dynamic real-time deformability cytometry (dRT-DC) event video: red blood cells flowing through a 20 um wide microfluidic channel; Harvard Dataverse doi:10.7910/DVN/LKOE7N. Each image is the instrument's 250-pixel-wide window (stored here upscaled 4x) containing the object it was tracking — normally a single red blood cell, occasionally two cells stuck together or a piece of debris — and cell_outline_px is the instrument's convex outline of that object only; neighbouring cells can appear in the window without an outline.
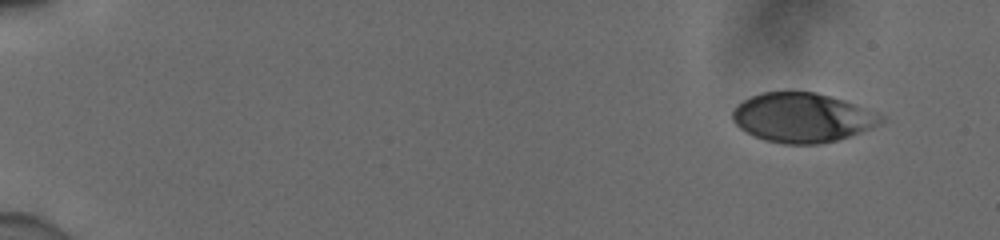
{"species": "human", "species_latin": "Homo sapiens", "temperature_condition": "cold", "stored_images_in_passage": 51, "camera_frame_rate_fps": 3000, "um_per_image_px": 0.085, "donor": {"sex": "male"}, "frame": {"image": 1, "passage_image": 1, "time_ms": 0.0, "image_size_px": [1000, 240], "cell_outline_px": [[884, 120], [872, 128], [836, 140], [816, 144], [784, 144], [764, 140], [740, 128], [732, 120], [732, 112], [736, 104], [760, 92], [784, 88], [788, 88], [816, 92], [844, 100], [856, 104], [876, 112], [884, 116]], "centroid_in_image_um": [68.16, 9.94], "position_along_channel_um": 16.8, "area_um2": 43.41}}
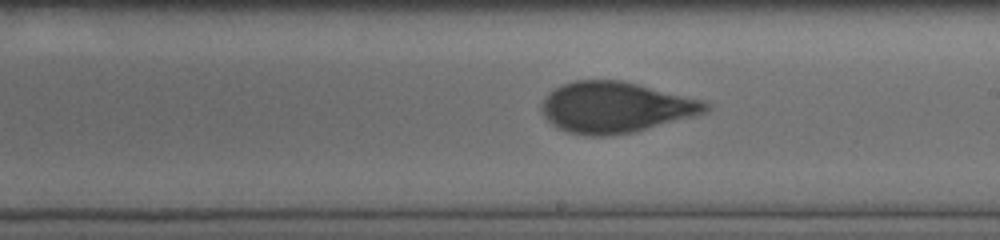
{"frame": {"image": 2, "passage_image": 30, "time_ms": 9.667, "image_size_px": [1000, 240], "cell_outline_px": [[712, 108], [708, 112], [636, 132], [604, 136], [588, 136], [568, 132], [552, 124], [544, 116], [540, 108], [544, 100], [556, 88], [564, 84], [576, 80], [620, 80], [704, 100], [712, 104]], "centroid_in_image_um": [52.38, 9.13], "position_along_channel_um": 236.6, "area_um2": 48.49}}
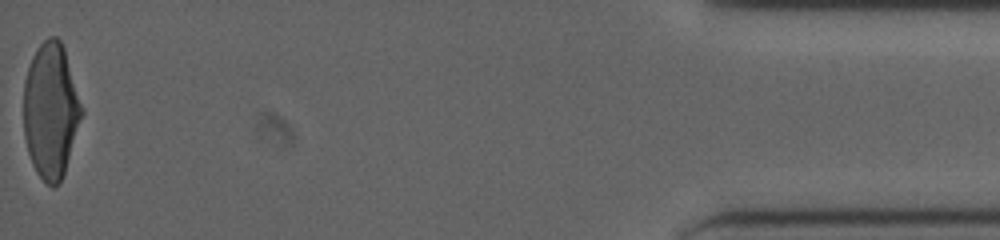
{"frame": {"image": 3, "passage_image": 51, "time_ms": 16.667, "image_size_px": [1000, 240], "cell_outline_px": [[84, 112], [60, 184], [52, 188], [36, 172], [32, 164], [28, 152], [24, 136], [24, 80], [32, 56], [40, 44], [48, 36], [56, 36], [60, 40], [64, 48], [84, 108]], "centroid_in_image_um": [4.33, 9.39], "position_along_channel_um": 430.9, "area_um2": 45.95}, "authors_computed_cell_mechanics": {"area_um2": 46.3556, "velocity_mm_per_s": 3.9087, "shape_relaxation_time_tau1_ms": 3.9446, "shape_relaxation_time_tau2_ms": 0.7537, "deformation_change_tau1": 0.1791, "deformation_change_tau2": 0.0644}}